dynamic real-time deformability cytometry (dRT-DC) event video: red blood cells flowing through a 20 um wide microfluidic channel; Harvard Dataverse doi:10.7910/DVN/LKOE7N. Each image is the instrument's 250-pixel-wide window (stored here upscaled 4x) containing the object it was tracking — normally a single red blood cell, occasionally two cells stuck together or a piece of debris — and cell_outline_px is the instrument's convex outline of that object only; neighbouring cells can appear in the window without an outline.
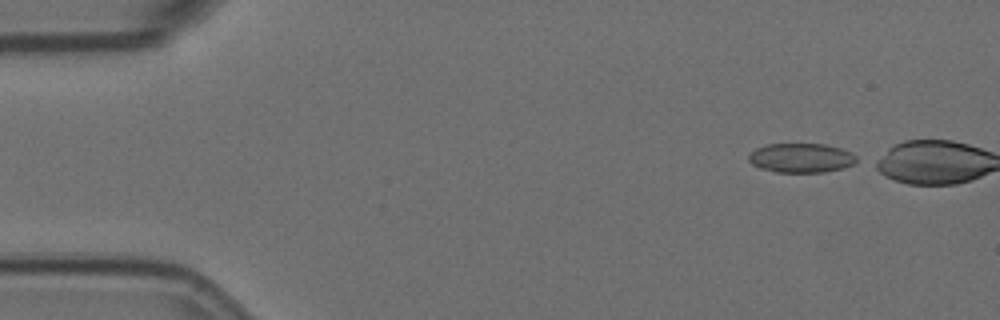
{"species": "Egyptian fruit bat (a non-hibernating species)", "species_latin": "Rousettus aegyptiacus", "temperature_condition": "room temperature", "stored_images_in_passage": 11, "camera_frame_rate_fps": 3000, "um_per_image_px": 0.085, "animal": {"sex": "female"}, "frame": {"image": 1, "passage_image": 1, "time_ms": 0.0, "image_size_px": [1000, 320], "cell_outline_px": [[860, 160], [852, 164], [840, 168], [824, 172], [776, 172], [760, 168], [752, 164], [748, 160], [748, 156], [756, 148], [768, 144], [824, 144], [840, 148], [852, 152]], "centroid_in_image_um": [68.1, 13.42], "position_along_channel_um": 16.9, "area_um2": 18.38}}